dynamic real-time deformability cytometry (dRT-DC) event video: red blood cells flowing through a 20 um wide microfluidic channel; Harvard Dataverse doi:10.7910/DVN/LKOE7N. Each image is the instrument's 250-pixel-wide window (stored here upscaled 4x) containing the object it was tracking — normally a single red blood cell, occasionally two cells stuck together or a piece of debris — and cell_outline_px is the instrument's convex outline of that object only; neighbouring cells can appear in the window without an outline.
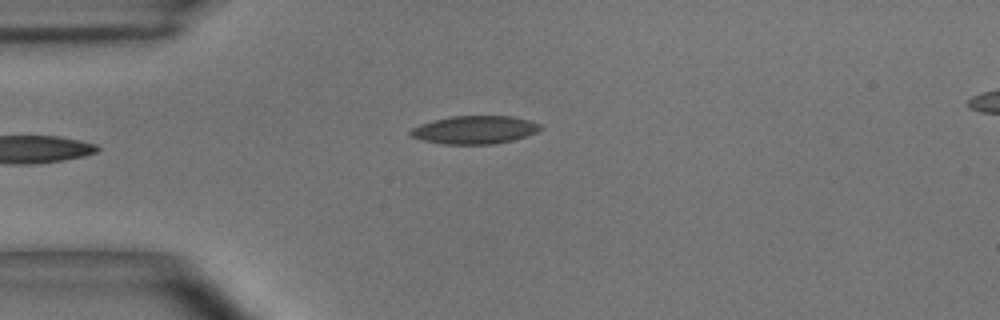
{"species": "common noctule bat (a hibernating species)", "species_latin": "Nyctalus noctula", "temperature_condition": "room temperature", "stored_images_in_passage": 2, "camera_frame_rate_fps": 3000, "um_per_image_px": 0.085, "animal": {"sex": "male", "body_mass_g": 15.6}, "frame": {"image": 1, "passage_image": 2, "time_ms": 0.333, "image_size_px": [1000, 320], "cell_outline_px": [[544, 128], [536, 132], [512, 140], [492, 144], [440, 144], [420, 140], [412, 136], [408, 132], [412, 128], [420, 124], [452, 116], [512, 116], [528, 120], [540, 124]], "centroid_in_image_um": [40.33, 11.04], "position_along_channel_um": 44.7, "area_um2": 21.15}}